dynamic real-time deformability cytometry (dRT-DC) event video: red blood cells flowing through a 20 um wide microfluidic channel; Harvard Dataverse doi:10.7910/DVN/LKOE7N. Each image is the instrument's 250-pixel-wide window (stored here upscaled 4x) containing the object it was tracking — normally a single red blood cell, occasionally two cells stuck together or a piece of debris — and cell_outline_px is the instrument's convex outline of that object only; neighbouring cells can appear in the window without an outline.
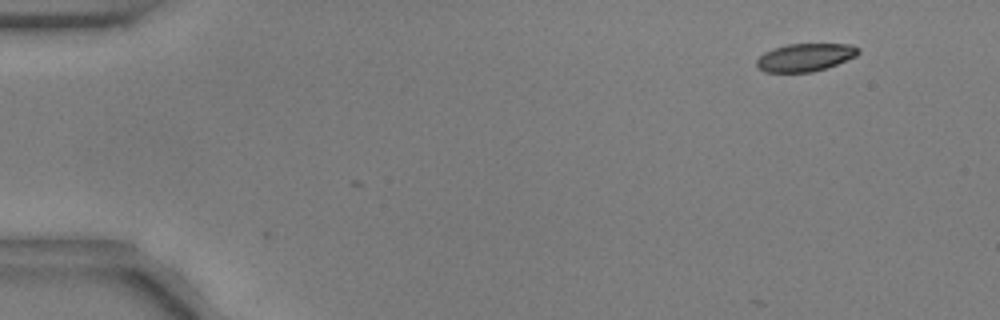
{"species": "common noctule bat (a hibernating species)", "species_latin": "Nyctalus noctula", "temperature_condition": "warm", "stored_images_in_passage": 3, "camera_frame_rate_fps": 3000, "um_per_image_px": 0.085, "animal": {"sex": "male", "body_mass_g": 17.9, "forearm_length_mm": 54.2}, "frame": {"image": 1, "passage_image": 2, "time_ms": 0.333, "image_size_px": [1000, 320], "cell_outline_px": [[860, 52], [856, 56], [836, 64], [812, 72], [764, 72], [756, 64], [756, 60], [764, 52], [788, 44], [848, 44], [860, 48]], "centroid_in_image_um": [68.44, 4.87], "position_along_channel_um": 16.6, "area_um2": 16.3}}